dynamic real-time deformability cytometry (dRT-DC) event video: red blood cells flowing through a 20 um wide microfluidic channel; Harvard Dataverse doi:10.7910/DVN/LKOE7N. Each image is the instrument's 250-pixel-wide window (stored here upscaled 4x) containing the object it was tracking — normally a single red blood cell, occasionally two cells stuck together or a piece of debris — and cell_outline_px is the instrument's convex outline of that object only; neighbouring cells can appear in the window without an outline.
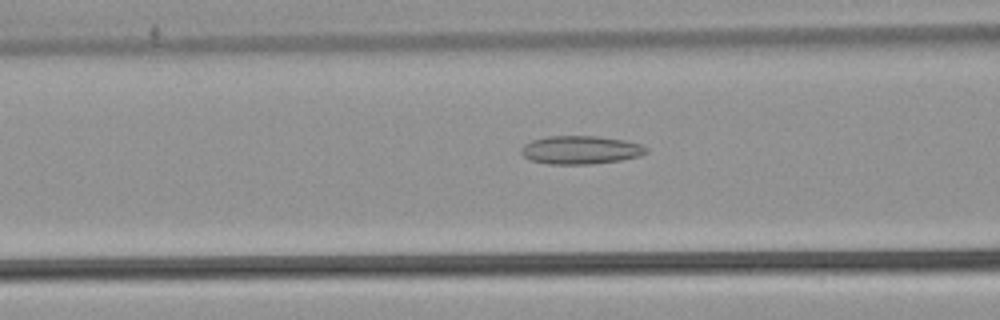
{"species": "common noctule bat (a hibernating species)", "species_latin": "Nyctalus noctula", "temperature_condition": "warm", "stored_images_in_passage": 32, "camera_frame_rate_fps": 3000, "um_per_image_px": 0.085, "animal": {"sex": "male", "body_mass_g": 21.5, "forearm_length_mm": 52.0}, "frame": {"image": 1, "passage_image": 10, "time_ms": 3.0, "image_size_px": [1000, 320], "cell_outline_px": [[648, 152], [640, 156], [620, 160], [592, 164], [548, 164], [532, 160], [524, 156], [520, 152], [520, 148], [524, 144], [532, 140], [548, 136], [596, 136], [624, 140], [640, 144], [648, 148]], "centroid_in_image_um": [49.35, 12.74], "position_along_channel_um": 117.3, "area_um2": 20.63}}
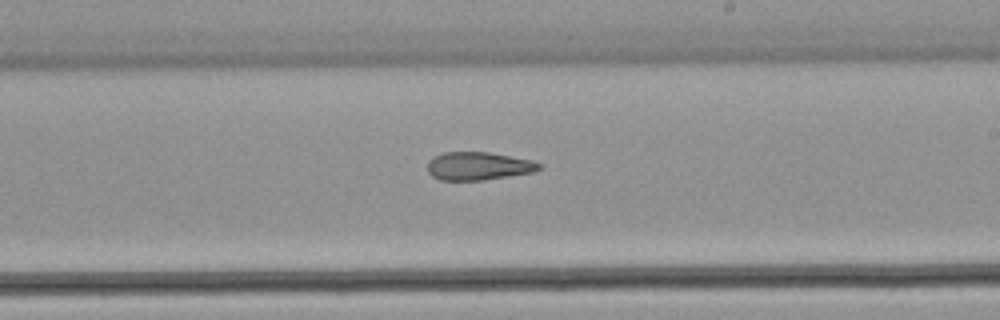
{"frame": {"image": 2, "passage_image": 20, "time_ms": 6.333, "image_size_px": [1000, 320], "cell_outline_px": [[540, 168], [532, 172], [484, 180], [440, 180], [432, 176], [428, 172], [428, 160], [432, 156], [444, 152], [488, 152], [532, 160], [540, 164]], "centroid_in_image_um": [40.61, 14.11], "position_along_channel_um": 248.4, "area_um2": 18.21}}
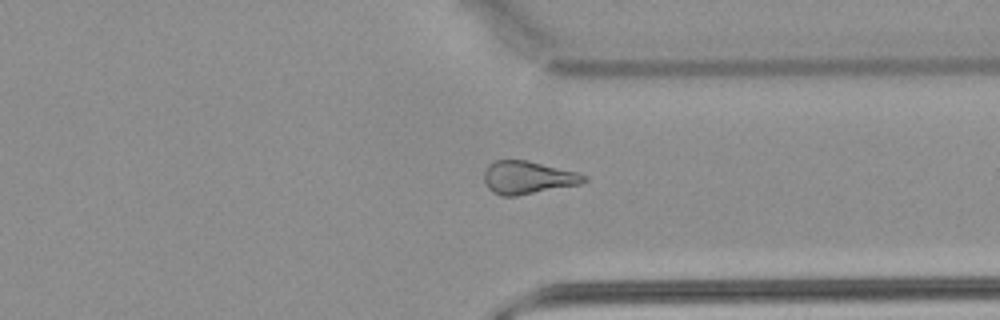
{"frame": {"image": 3, "passage_image": 29, "time_ms": 9.333, "image_size_px": [1000, 320], "cell_outline_px": [[588, 180], [580, 184], [516, 196], [504, 196], [492, 192], [488, 188], [484, 180], [484, 172], [488, 164], [496, 160], [528, 160], [576, 172], [588, 176]], "centroid_in_image_um": [44.85, 15.09], "position_along_channel_um": 366.5, "area_um2": 19.13}}